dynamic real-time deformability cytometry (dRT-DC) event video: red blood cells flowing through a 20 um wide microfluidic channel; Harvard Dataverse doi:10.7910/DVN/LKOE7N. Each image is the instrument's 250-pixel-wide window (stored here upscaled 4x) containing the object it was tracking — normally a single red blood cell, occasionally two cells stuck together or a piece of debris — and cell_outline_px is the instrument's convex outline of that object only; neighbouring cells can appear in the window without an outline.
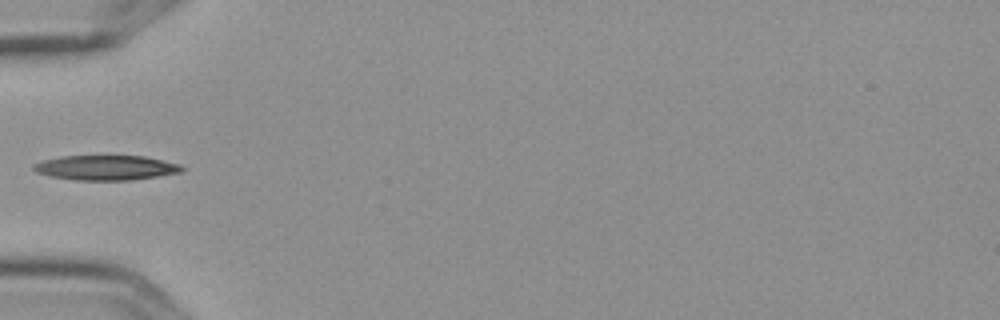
{"species": "Egyptian fruit bat (a non-hibernating species)", "species_latin": "Rousettus aegyptiacus", "temperature_condition": "cold", "stored_images_in_passage": 6, "camera_frame_rate_fps": 3000, "um_per_image_px": 0.085, "frame": {"image": 1, "passage_image": 5, "time_ms": 1.333, "image_size_px": [1000, 320], "cell_outline_px": [[184, 168], [180, 172], [132, 180], [72, 180], [48, 176], [36, 172], [32, 168], [32, 164], [44, 160], [64, 156], [144, 156], [180, 164]], "centroid_in_image_um": [8.96, 14.26], "position_along_channel_um": 76.0, "area_um2": 21.39}}
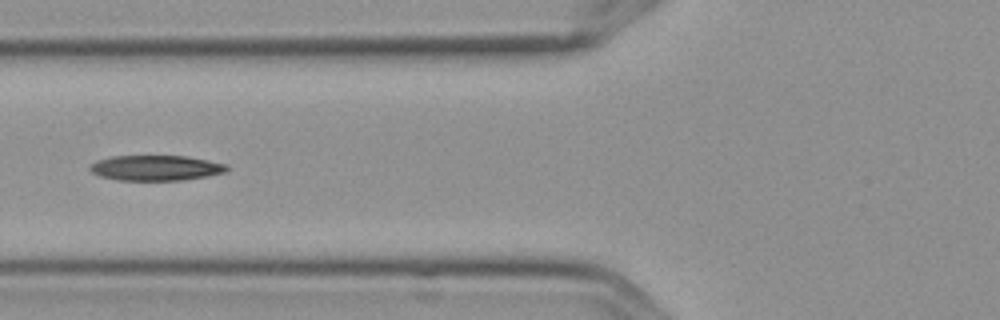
{"frame": {"image": 2, "passage_image": 6, "time_ms": 1.667, "image_size_px": [1000, 320], "cell_outline_px": [[228, 172], [208, 176], [180, 180], [116, 180], [100, 176], [92, 172], [88, 168], [96, 160], [112, 156], [184, 156], [224, 164], [228, 168]], "centroid_in_image_um": [13.21, 14.28], "position_along_channel_um": 112.6, "area_um2": 20.0}}